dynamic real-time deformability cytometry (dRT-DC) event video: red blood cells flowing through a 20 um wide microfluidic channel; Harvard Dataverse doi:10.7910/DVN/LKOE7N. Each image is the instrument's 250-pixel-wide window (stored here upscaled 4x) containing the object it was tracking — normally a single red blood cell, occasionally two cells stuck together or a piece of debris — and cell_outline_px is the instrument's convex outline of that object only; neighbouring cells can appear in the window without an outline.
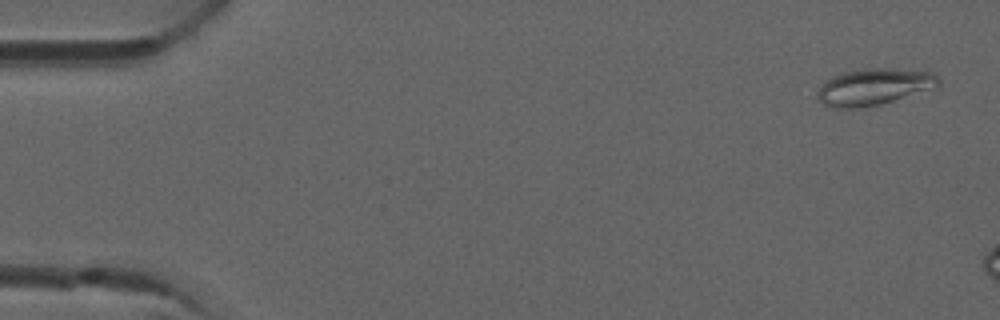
{"species": "common noctule bat (a hibernating species)", "species_latin": "Nyctalus noctula", "temperature_condition": "room temperature", "stored_images_in_passage": 5, "camera_frame_rate_fps": 3000, "um_per_image_px": 0.085, "animal": {"sex": "male", "forearm_length_mm": 52.5}, "frame": {"image": 1, "passage_image": 1, "time_ms": 0.0, "image_size_px": [1000, 320], "cell_outline_px": [[940, 84], [932, 88], [880, 104], [864, 108], [836, 108], [824, 104], [816, 96], [816, 92], [824, 80], [832, 76], [844, 72], [864, 68], [888, 68], [932, 72], [940, 76]], "centroid_in_image_um": [74.25, 7.37], "position_along_channel_um": 10.8, "area_um2": 25.78}}